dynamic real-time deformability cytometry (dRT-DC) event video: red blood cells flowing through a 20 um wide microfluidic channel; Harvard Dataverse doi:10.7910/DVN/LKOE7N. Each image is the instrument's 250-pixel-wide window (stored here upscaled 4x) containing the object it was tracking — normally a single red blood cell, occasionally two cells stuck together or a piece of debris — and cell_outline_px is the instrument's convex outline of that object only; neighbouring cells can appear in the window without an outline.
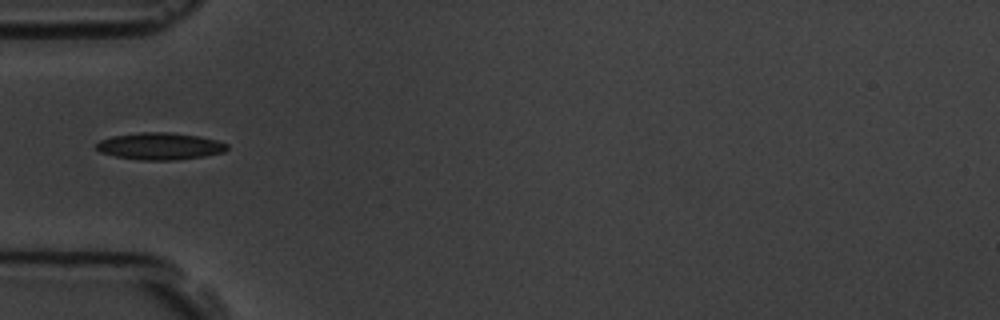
{"species": "common noctule bat (a hibernating species)", "species_latin": "Nyctalus noctula", "temperature_condition": "room temperature", "stored_images_in_passage": 1, "camera_frame_rate_fps": 3000, "um_per_image_px": 0.085, "animal": {"sex": "male", "body_mass_g": 19.5, "forearm_length_mm": 54.6}, "frame": {"image": 1, "passage_image": 1, "time_ms": 0.0, "image_size_px": [1000, 320], "cell_outline_px": [[228, 148], [224, 152], [204, 156], [176, 160], [140, 160], [116, 156], [100, 152], [96, 148], [96, 144], [100, 140], [112, 136], [140, 132], [168, 132], [196, 136], [216, 140], [228, 144]], "centroid_in_image_um": [13.58, 12.43], "position_along_channel_um": 71.4, "area_um2": 20.46}}